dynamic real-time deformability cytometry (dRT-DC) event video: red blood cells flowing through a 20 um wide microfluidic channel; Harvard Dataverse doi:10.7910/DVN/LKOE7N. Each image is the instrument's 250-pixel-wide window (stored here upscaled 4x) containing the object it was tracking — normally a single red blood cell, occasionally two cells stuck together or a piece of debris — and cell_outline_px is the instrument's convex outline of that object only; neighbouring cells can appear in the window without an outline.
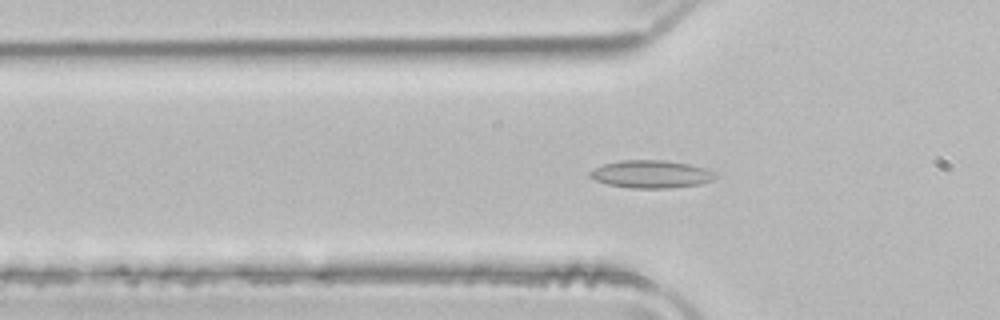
{"species": "common noctule bat (a hibernating species)", "species_latin": "Nyctalus noctula", "temperature_condition": "room temperature", "stored_images_in_passage": 52, "camera_frame_rate_fps": 3000, "um_per_image_px": 0.085, "animal": {"sex": "male", "body_mass_g": 21.5, "forearm_length_mm": 52.0}, "frame": {"image": 1, "passage_image": 16, "time_ms": 5.0, "image_size_px": [1000, 320], "cell_outline_px": [[716, 176], [712, 180], [700, 184], [672, 188], [632, 188], [608, 184], [596, 180], [588, 176], [588, 172], [592, 168], [604, 164], [620, 160], [664, 160], [688, 164], [704, 168], [712, 172]], "centroid_in_image_um": [55.29, 14.8], "position_along_channel_um": 70.5, "area_um2": 20.17}}
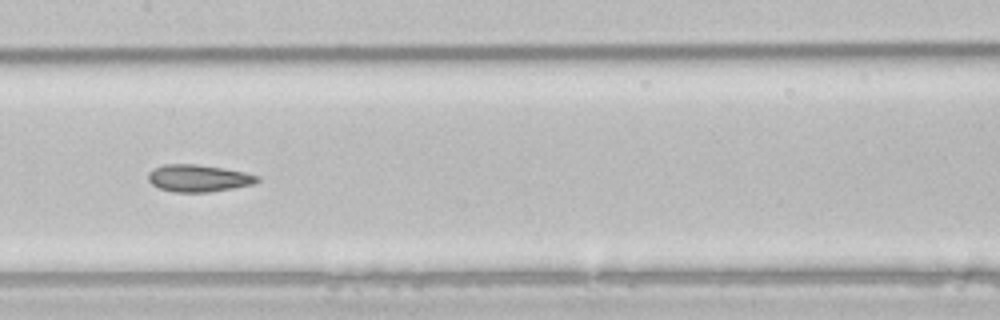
{"frame": {"image": 2, "passage_image": 25, "time_ms": 8.0, "image_size_px": [1000, 320], "cell_outline_px": [[260, 180], [252, 184], [232, 188], [208, 192], [172, 192], [160, 188], [152, 184], [148, 180], [148, 172], [152, 168], [164, 164], [196, 164], [224, 168], [244, 172], [260, 176]], "centroid_in_image_um": [16.84, 15.14], "position_along_channel_um": 190.6, "area_um2": 17.28}}
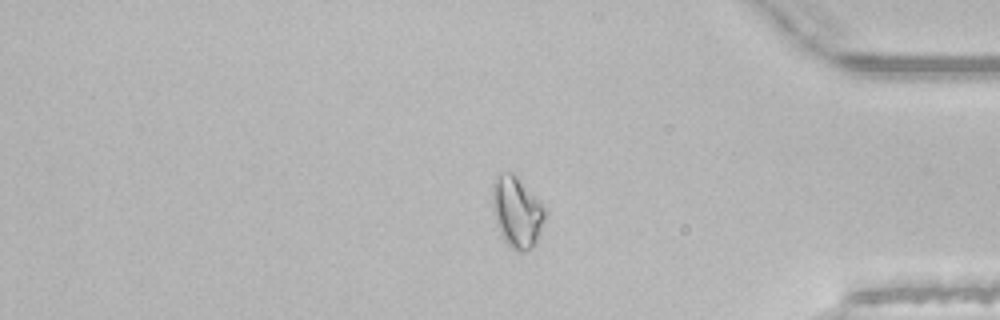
{"frame": {"image": 3, "passage_image": 42, "time_ms": 13.667, "image_size_px": [1000, 320], "cell_outline_px": [[548, 212], [536, 240], [532, 248], [524, 252], [520, 252], [512, 248], [504, 240], [496, 224], [492, 212], [492, 188], [496, 180], [500, 176], [508, 172], [512, 172], [516, 176]], "centroid_in_image_um": [43.93, 18.07], "position_along_channel_um": 391.3, "area_um2": 21.27}, "authors_computed_cell_mechanics": {"area_um2": 19.5075, "velocity_mm_per_s": 3.9773, "shape_relaxation_time_tau1_ms": 10.3666, "shape_relaxation_time_tau2_ms": 2.2798, "deformation_change_tau1": 0.1761, "deformation_change_tau2": 0.0758}}